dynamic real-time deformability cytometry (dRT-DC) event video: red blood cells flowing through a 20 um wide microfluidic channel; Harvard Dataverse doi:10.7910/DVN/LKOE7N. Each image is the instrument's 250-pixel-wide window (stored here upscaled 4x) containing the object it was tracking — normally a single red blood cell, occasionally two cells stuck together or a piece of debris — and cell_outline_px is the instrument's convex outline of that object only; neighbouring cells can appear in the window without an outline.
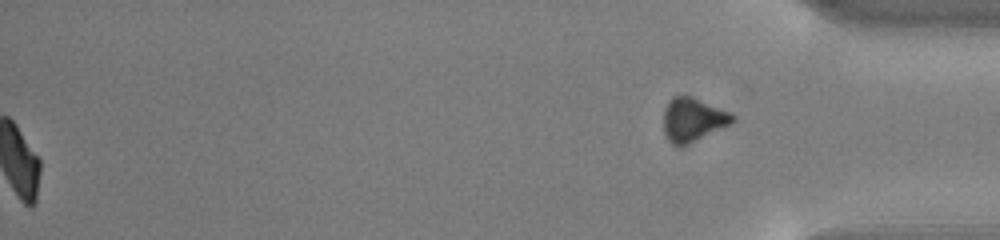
{"species": "common noctule bat (a hibernating species)", "species_latin": "Nyctalus noctula", "temperature_condition": "cold", "stored_images_in_passage": 49, "segment_of_instrument_passage": [2, 2], "camera_frame_rate_fps": 3000, "um_per_image_px": 0.085, "animal": {"sex": "male", "body_mass_g": 13.0, "forearm_length_mm": 53.1}, "frame": {"image": 1, "passage_image": 49, "time_ms": 16.0, "image_size_px": [1000, 240], "cell_outline_px": [[736, 120], [680, 148], [676, 148], [668, 140], [664, 132], [664, 108], [668, 100], [672, 96], [692, 96], [732, 112], [736, 116]], "centroid_in_image_um": [58.87, 10.16], "position_along_channel_um": 376.3, "area_um2": 17.69}}